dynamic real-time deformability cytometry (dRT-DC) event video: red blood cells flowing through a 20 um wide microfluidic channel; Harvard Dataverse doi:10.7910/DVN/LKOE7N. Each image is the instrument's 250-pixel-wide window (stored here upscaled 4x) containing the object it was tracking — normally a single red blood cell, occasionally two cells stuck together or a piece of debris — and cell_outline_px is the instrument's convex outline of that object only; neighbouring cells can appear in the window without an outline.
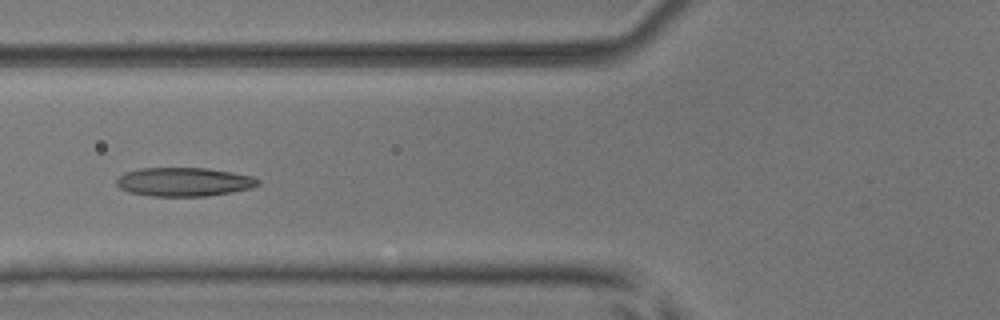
{"species": "common noctule bat (a hibernating species)", "species_latin": "Nyctalus noctula", "temperature_condition": "room temperature", "stored_images_in_passage": 6, "camera_frame_rate_fps": 3000, "um_per_image_px": 0.085, "animal": {"sex": "male", "body_mass_g": 17.9, "forearm_length_mm": 54.2}, "frame": {"image": 1, "passage_image": 5, "time_ms": 1.333, "image_size_px": [1000, 320], "cell_outline_px": [[260, 184], [252, 188], [232, 192], [208, 196], [148, 196], [128, 192], [120, 188], [116, 184], [116, 180], [124, 172], [140, 168], [208, 168], [232, 172], [252, 176], [260, 180]], "centroid_in_image_um": [15.64, 15.46], "position_along_channel_um": 110.2, "area_um2": 23.93}}
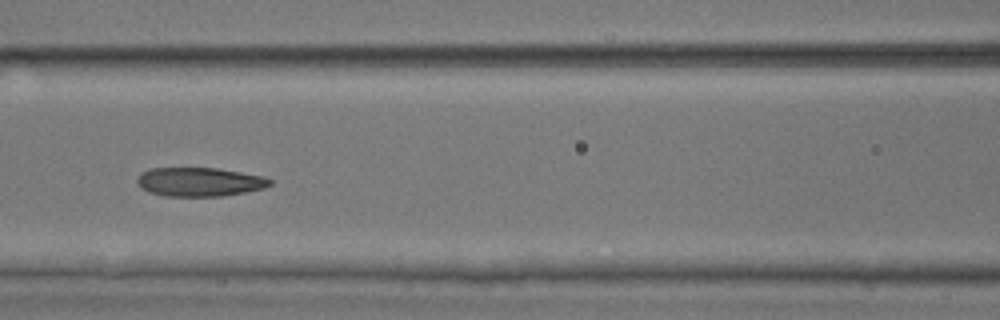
{"frame": {"image": 2, "passage_image": 6, "time_ms": 1.667, "image_size_px": [1000, 320], "cell_outline_px": [[272, 184], [264, 188], [224, 196], [164, 196], [148, 192], [140, 188], [136, 180], [140, 172], [152, 168], [216, 168], [264, 176], [272, 180]], "centroid_in_image_um": [16.93, 15.46], "position_along_channel_um": 149.7, "area_um2": 22.48}}